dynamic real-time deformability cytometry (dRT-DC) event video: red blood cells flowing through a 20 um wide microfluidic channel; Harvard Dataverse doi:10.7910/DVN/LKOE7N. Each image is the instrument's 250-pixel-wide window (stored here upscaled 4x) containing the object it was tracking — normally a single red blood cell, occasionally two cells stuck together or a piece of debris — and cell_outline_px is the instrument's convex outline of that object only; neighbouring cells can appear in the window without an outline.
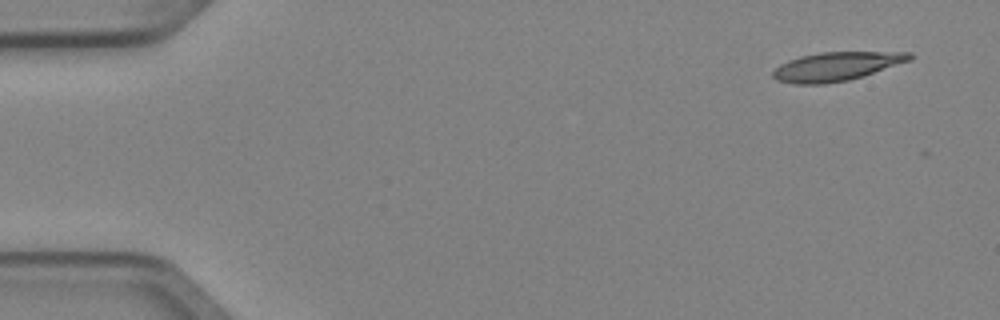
{"species": "Egyptian fruit bat (a non-hibernating species)", "species_latin": "Rousettus aegyptiacus", "temperature_condition": "cold", "stored_images_in_passage": 4, "camera_frame_rate_fps": 3000, "um_per_image_px": 0.085, "animal": {"sex": "female"}, "frame": {"image": 1, "passage_image": 1, "time_ms": 0.0, "image_size_px": [1000, 320], "cell_outline_px": [[916, 56], [912, 60], [864, 76], [848, 80], [824, 84], [796, 84], [776, 80], [772, 76], [772, 72], [780, 64], [788, 60], [800, 56], [820, 52], [912, 52]], "centroid_in_image_um": [71.13, 5.64], "position_along_channel_um": 13.9, "area_um2": 23.12}}
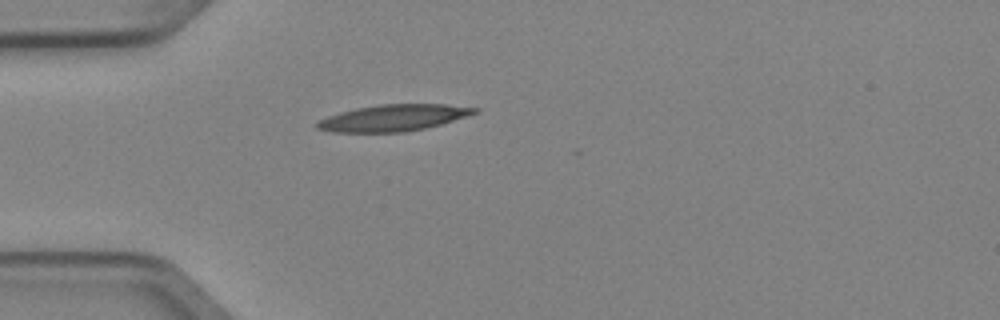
{"frame": {"image": 2, "passage_image": 4, "time_ms": 1.0, "image_size_px": [1000, 320], "cell_outline_px": [[480, 112], [468, 116], [440, 124], [424, 128], [404, 132], [332, 132], [316, 128], [316, 120], [340, 112], [356, 108], [380, 104], [448, 104], [480, 108]], "centroid_in_image_um": [33.45, 10.01], "position_along_channel_um": 51.5, "area_um2": 24.39}}